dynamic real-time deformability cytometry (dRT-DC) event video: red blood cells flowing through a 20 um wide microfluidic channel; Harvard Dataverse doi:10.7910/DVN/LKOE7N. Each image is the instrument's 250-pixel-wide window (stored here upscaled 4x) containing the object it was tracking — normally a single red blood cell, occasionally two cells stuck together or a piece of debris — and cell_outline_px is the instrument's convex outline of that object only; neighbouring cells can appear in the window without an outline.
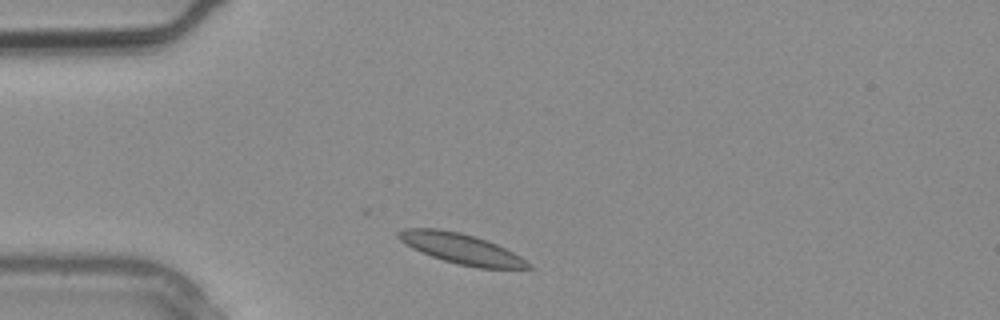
{"species": "common noctule bat (a hibernating species)", "species_latin": "Nyctalus noctula", "temperature_condition": "warm", "stored_images_in_passage": 1, "camera_frame_rate_fps": 3000, "um_per_image_px": 0.085, "animal": {"sex": "male", "body_mass_g": 20.4}, "frame": {"image": 1, "passage_image": 1, "time_ms": 0.0, "image_size_px": [1000, 320], "cell_outline_px": [[532, 268], [480, 268], [460, 264], [444, 260], [420, 252], [412, 248], [400, 240], [396, 236], [396, 232], [404, 228], [440, 228], [460, 232], [488, 240], [520, 256], [532, 264]], "centroid_in_image_um": [39.18, 21.12], "position_along_channel_um": 45.8, "area_um2": 22.83}}